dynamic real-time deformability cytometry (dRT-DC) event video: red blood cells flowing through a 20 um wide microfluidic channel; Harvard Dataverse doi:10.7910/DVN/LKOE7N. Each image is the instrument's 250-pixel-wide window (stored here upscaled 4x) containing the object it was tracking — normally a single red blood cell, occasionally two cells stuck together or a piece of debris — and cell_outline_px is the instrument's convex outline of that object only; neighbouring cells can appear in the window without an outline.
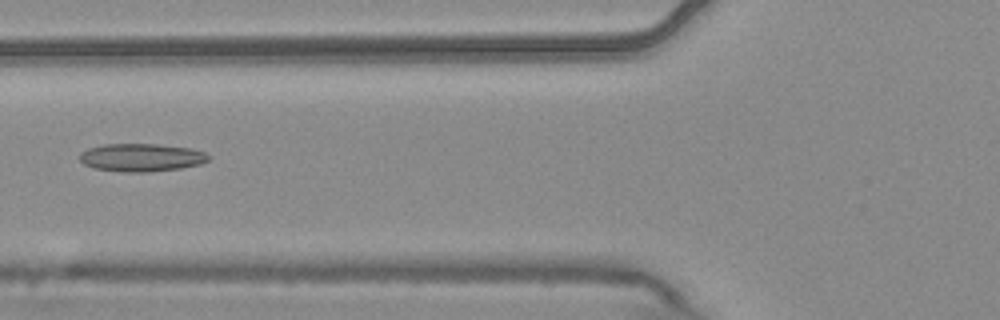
{"species": "common noctule bat (a hibernating species)", "species_latin": "Nyctalus noctula", "temperature_condition": "warm", "stored_images_in_passage": 5, "camera_frame_rate_fps": 3000, "um_per_image_px": 0.085, "animal": {"sex": "male", "body_mass_g": 20.4}, "frame": {"image": 1, "passage_image": 5, "time_ms": 1.333, "image_size_px": [1000, 320], "cell_outline_px": [[208, 160], [200, 164], [180, 168], [148, 172], [124, 172], [96, 168], [84, 164], [80, 160], [80, 152], [88, 148], [104, 144], [156, 144], [192, 148], [204, 152], [208, 156]], "centroid_in_image_um": [12.0, 13.38], "position_along_channel_um": 113.8, "area_um2": 20.87}}